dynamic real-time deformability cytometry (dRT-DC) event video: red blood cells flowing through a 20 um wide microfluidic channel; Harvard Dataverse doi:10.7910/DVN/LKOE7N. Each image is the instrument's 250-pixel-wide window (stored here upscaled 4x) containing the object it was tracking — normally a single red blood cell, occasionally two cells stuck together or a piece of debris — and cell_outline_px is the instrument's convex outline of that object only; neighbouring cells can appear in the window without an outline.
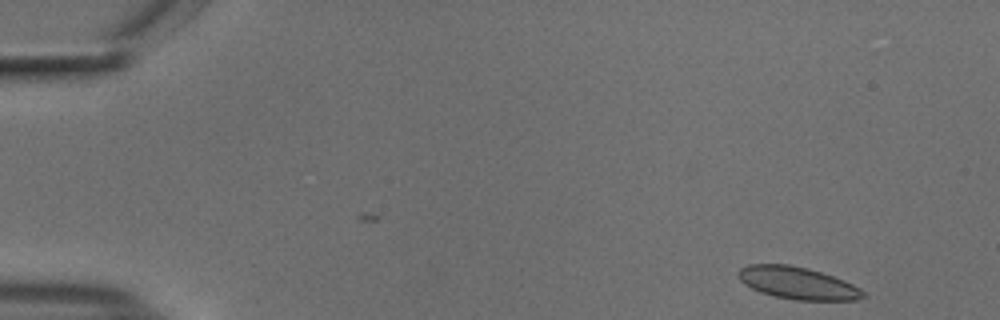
{"species": "common noctule bat (a hibernating species)", "species_latin": "Nyctalus noctula", "temperature_condition": "cold", "stored_images_in_passage": 52, "camera_frame_rate_fps": 3000, "um_per_image_px": 0.085, "animal": {"sex": "male", "body_mass_g": 18.8}, "frame": {"image": 1, "passage_image": 2, "time_ms": 0.333, "image_size_px": [1000, 320], "cell_outline_px": [[864, 296], [856, 300], [796, 300], [776, 296], [760, 292], [744, 284], [740, 280], [736, 272], [740, 268], [748, 264], [788, 264], [808, 268], [844, 280], [860, 288], [864, 292]], "centroid_in_image_um": [67.76, 24.05], "position_along_channel_um": 17.2, "area_um2": 23.35}}
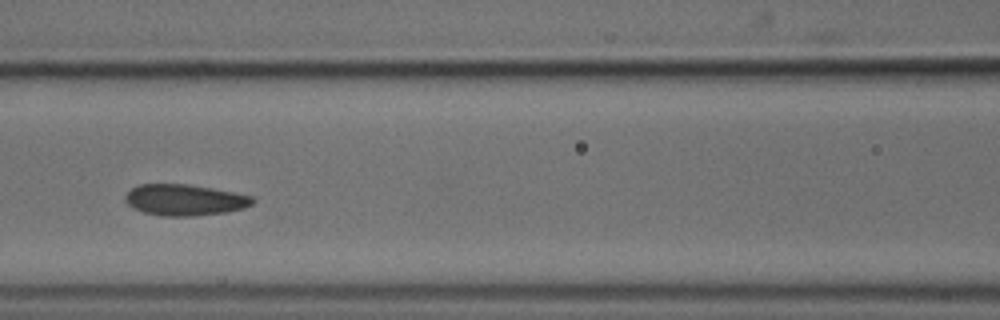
{"frame": {"image": 2, "passage_image": 22, "time_ms": 7.0, "image_size_px": [1000, 320], "cell_outline_px": [[256, 200], [252, 204], [244, 208], [224, 212], [192, 216], [160, 216], [144, 212], [132, 208], [124, 200], [124, 196], [132, 188], [140, 184], [188, 184], [212, 188], [252, 196]], "centroid_in_image_um": [15.67, 16.99], "position_along_channel_um": 150.9, "area_um2": 23.12}}
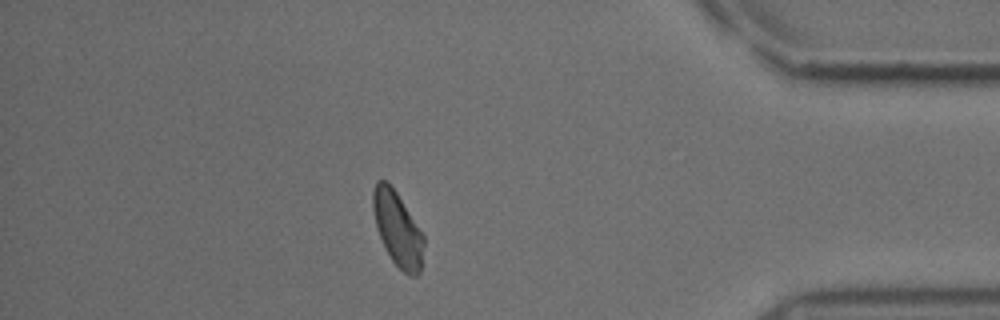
{"frame": {"image": 3, "passage_image": 45, "time_ms": 14.667, "image_size_px": [1000, 320], "cell_outline_px": [[424, 244], [420, 272], [416, 276], [408, 276], [392, 260], [380, 236], [376, 224], [372, 208], [372, 192], [376, 180], [384, 180], [396, 192], [424, 236]], "centroid_in_image_um": [33.79, 19.47], "position_along_channel_um": 401.4, "area_um2": 21.5}, "authors_computed_cell_mechanics": {"area_um2": 23.0333, "velocity_mm_per_s": 3.7051, "shape_relaxation_time_tau1_ms": 4.7883, "shape_relaxation_time_tau2_ms": 1.9984, "deformation_change_tau1": 0.0978, "deformation_change_tau2": 0.0619}}